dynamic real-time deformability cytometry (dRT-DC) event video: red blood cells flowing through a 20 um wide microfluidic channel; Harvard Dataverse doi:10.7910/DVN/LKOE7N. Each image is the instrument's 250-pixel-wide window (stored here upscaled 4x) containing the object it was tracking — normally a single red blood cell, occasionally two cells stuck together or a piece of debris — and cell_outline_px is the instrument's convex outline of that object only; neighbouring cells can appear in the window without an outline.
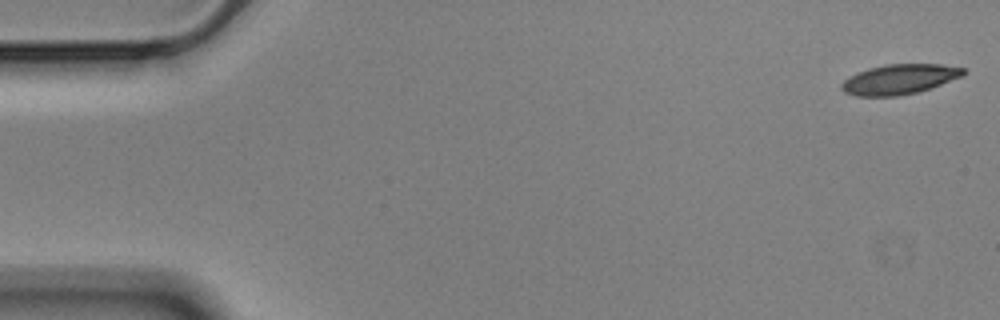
{"species": "Egyptian fruit bat (a non-hibernating species)", "species_latin": "Rousettus aegyptiacus", "temperature_condition": "cold", "stored_images_in_passage": 56, "camera_frame_rate_fps": 3000, "um_per_image_px": 0.085, "animal": {"sex": "male"}, "frame": {"image": 1, "passage_image": 1, "time_ms": 0.0, "image_size_px": [1000, 320], "cell_outline_px": [[964, 76], [916, 92], [896, 96], [856, 96], [844, 92], [840, 88], [840, 84], [844, 80], [856, 72], [868, 68], [884, 64], [940, 64], [964, 68]], "centroid_in_image_um": [76.4, 6.73], "position_along_channel_um": 8.6, "area_um2": 21.21}}
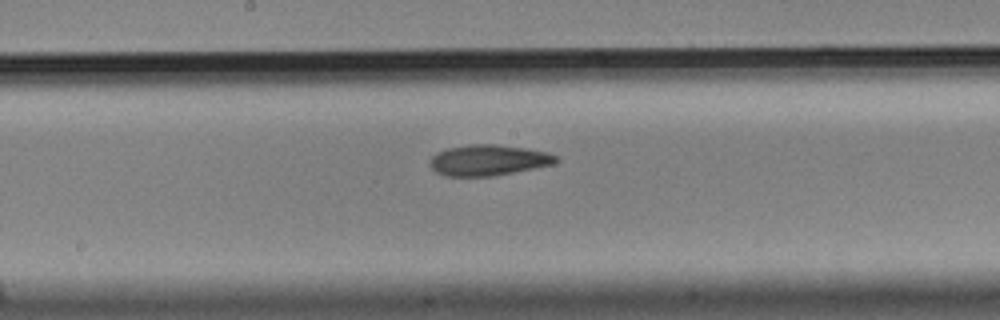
{"frame": {"image": 2, "passage_image": 29, "time_ms": 9.333, "image_size_px": [1000, 320], "cell_outline_px": [[560, 160], [552, 164], [496, 176], [444, 176], [436, 172], [428, 164], [428, 160], [436, 152], [448, 148], [472, 144], [492, 144], [524, 148], [548, 152], [556, 156]], "centroid_in_image_um": [41.46, 13.62], "position_along_channel_um": 206.7, "area_um2": 22.66}}
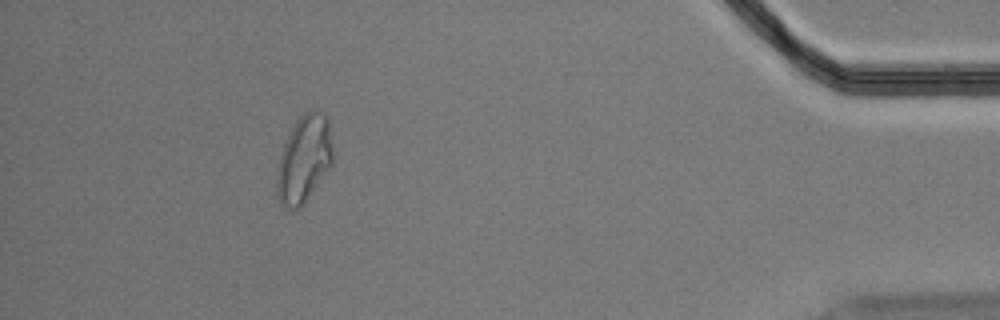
{"frame": {"image": 3, "passage_image": 51, "time_ms": 16.667, "image_size_px": [1000, 320], "cell_outline_px": [[332, 164], [304, 204], [300, 208], [284, 208], [280, 204], [276, 192], [276, 172], [280, 152], [296, 120], [304, 112], [312, 108], [316, 108], [328, 116], [332, 148]], "centroid_in_image_um": [25.83, 13.51], "position_along_channel_um": 409.4, "area_um2": 28.78}, "authors_computed_cell_mechanics": {"area_um2": 22.6865, "velocity_mm_per_s": 3.5249, "shape_relaxation_time_tau1_ms": 5.5167, "shape_relaxation_time_tau2_ms": 6.8177, "deformation_change_tau1": 0.1705, "deformation_change_tau2": 0.1378}}